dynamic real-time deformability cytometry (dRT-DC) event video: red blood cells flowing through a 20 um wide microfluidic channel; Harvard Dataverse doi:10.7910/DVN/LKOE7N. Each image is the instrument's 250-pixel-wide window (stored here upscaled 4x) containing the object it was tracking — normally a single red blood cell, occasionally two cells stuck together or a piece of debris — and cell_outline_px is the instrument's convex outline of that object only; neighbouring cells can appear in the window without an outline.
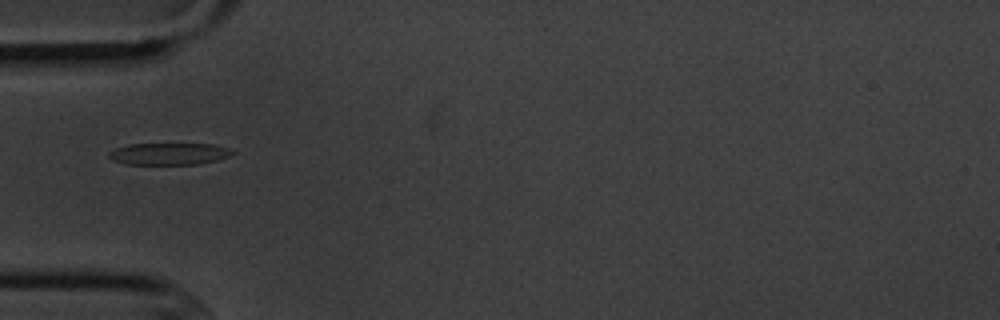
{"species": "common noctule bat (a hibernating species)", "species_latin": "Nyctalus noctula", "temperature_condition": "cold", "stored_images_in_passage": 6, "camera_frame_rate_fps": 3000, "um_per_image_px": 0.085, "animal": {"sex": "male", "body_mass_g": 20.1, "forearm_length_mm": 53.5}, "frame": {"image": 1, "passage_image": 3, "time_ms": 2.333, "image_size_px": [1000, 320], "cell_outline_px": [[236, 152], [228, 156], [216, 160], [200, 164], [124, 164], [112, 160], [108, 156], [108, 152], [116, 148], [128, 144], [212, 144], [228, 148]], "centroid_in_image_um": [14.34, 13.07], "position_along_channel_um": 70.7, "area_um2": 15.72}}
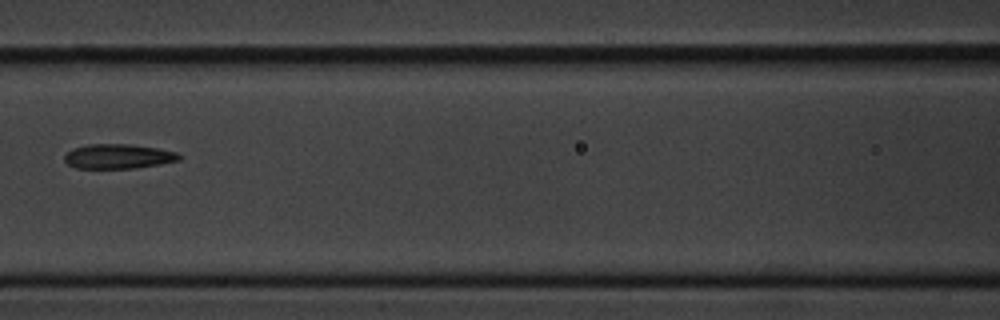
{"frame": {"image": 2, "passage_image": 5, "time_ms": 4.667, "image_size_px": [1000, 320], "cell_outline_px": [[184, 156], [180, 160], [160, 164], [132, 168], [76, 168], [68, 164], [64, 160], [64, 156], [72, 148], [88, 144], [132, 144], [160, 148], [176, 152]], "centroid_in_image_um": [10.08, 13.28], "position_along_channel_um": 156.5, "area_um2": 16.59}}
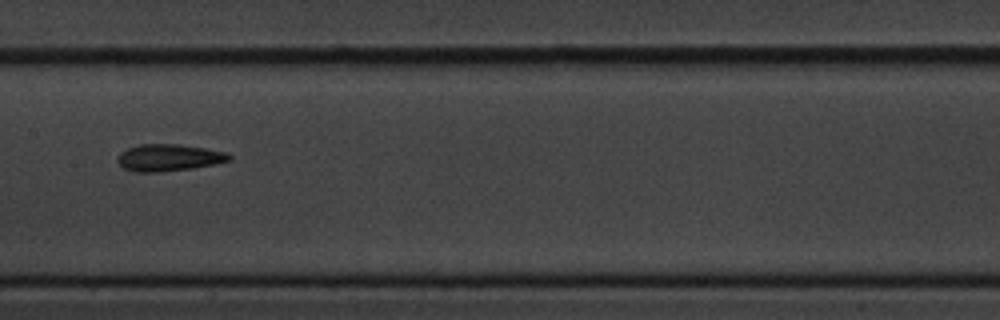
{"frame": {"image": 3, "passage_image": 6, "time_ms": 5.667, "image_size_px": [1000, 320], "cell_outline_px": [[232, 160], [216, 164], [192, 168], [156, 172], [136, 172], [124, 168], [116, 160], [120, 152], [128, 148], [140, 144], [180, 144], [228, 152], [232, 156]], "centroid_in_image_um": [14.38, 13.39], "position_along_channel_um": 193.0, "area_um2": 17.57}}